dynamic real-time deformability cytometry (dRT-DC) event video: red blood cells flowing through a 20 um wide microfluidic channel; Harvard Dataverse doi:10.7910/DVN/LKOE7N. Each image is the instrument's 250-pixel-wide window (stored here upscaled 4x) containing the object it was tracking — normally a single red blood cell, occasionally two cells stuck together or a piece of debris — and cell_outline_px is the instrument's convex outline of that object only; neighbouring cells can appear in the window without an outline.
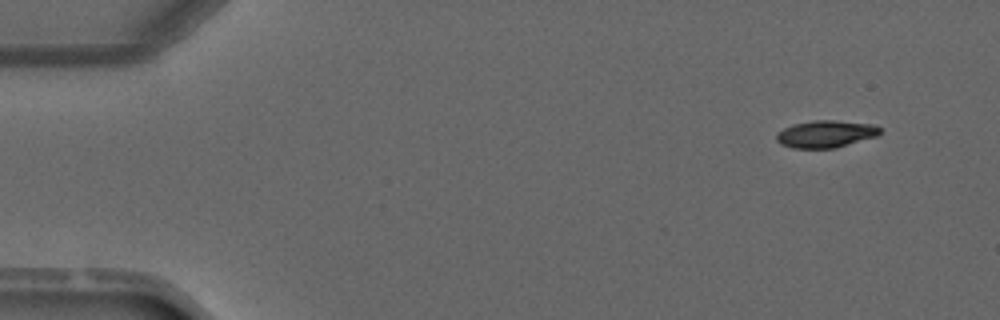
{"species": "common noctule bat (a hibernating species)", "species_latin": "Nyctalus noctula", "temperature_condition": "warm", "stored_images_in_passage": 4, "camera_frame_rate_fps": 3000, "um_per_image_px": 0.085, "animal": {"sex": "male", "forearm_length_mm": 52.5}, "frame": {"image": 1, "passage_image": 1, "time_ms": 0.0, "image_size_px": [1000, 320], "cell_outline_px": [[880, 132], [876, 136], [836, 148], [792, 148], [780, 144], [776, 140], [776, 136], [784, 128], [792, 124], [812, 120], [836, 120], [872, 124], [880, 128]], "centroid_in_image_um": [70.16, 11.38], "position_along_channel_um": 14.8, "area_um2": 16.36}}
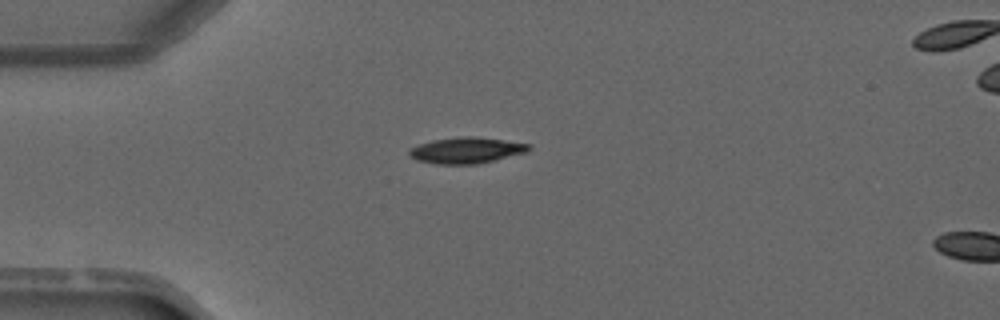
{"frame": {"image": 2, "passage_image": 3, "time_ms": 2.667, "image_size_px": [1000, 320], "cell_outline_px": [[532, 148], [528, 152], [476, 164], [436, 164], [416, 160], [408, 156], [408, 152], [412, 148], [420, 144], [432, 140], [464, 136], [472, 136], [504, 140], [532, 144]], "centroid_in_image_um": [39.66, 12.78], "position_along_channel_um": 45.3, "area_um2": 18.15}}